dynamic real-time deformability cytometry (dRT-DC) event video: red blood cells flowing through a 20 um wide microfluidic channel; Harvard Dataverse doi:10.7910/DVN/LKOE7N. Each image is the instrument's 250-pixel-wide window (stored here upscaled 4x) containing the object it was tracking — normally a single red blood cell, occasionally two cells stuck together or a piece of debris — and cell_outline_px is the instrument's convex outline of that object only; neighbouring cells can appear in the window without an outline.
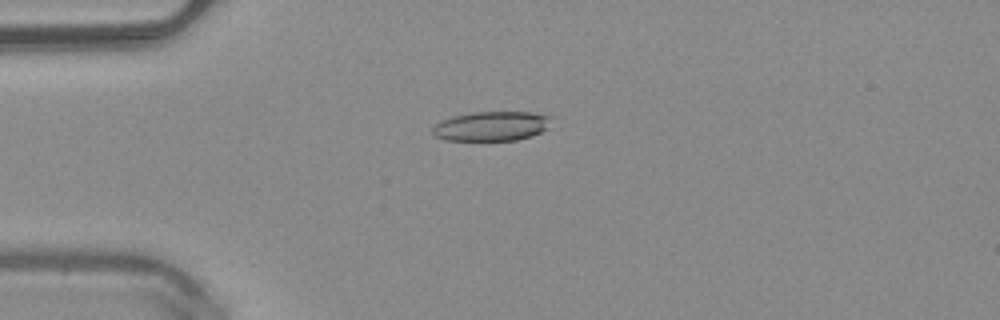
{"species": "common noctule bat (a hibernating species)", "species_latin": "Nyctalus noctula", "temperature_condition": "warm", "stored_images_in_passage": 50, "camera_frame_rate_fps": 3000, "um_per_image_px": 0.085, "animal": {"sex": "male", "body_mass_g": 20.4}, "frame": {"image": 1, "passage_image": 13, "time_ms": 4.0, "image_size_px": [1000, 320], "cell_outline_px": [[552, 116], [548, 128], [532, 136], [516, 140], [444, 140], [436, 136], [432, 132], [432, 128], [440, 120], [452, 116], [472, 112], [532, 112]], "centroid_in_image_um": [41.78, 10.71], "position_along_channel_um": 43.2, "area_um2": 20.52}}
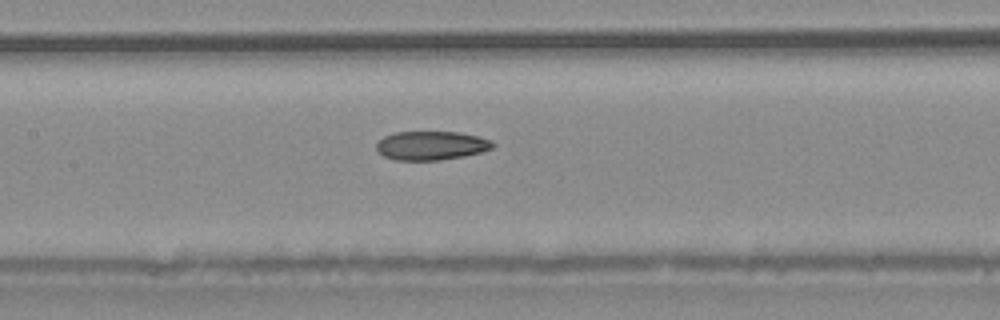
{"frame": {"image": 2, "passage_image": 24, "time_ms": 7.667, "image_size_px": [1000, 320], "cell_outline_px": [[496, 144], [492, 148], [480, 152], [464, 156], [440, 160], [396, 160], [384, 156], [376, 148], [376, 144], [384, 136], [396, 132], [460, 132], [480, 136], [492, 140]], "centroid_in_image_um": [36.69, 12.36], "position_along_channel_um": 170.7, "area_um2": 19.59}}
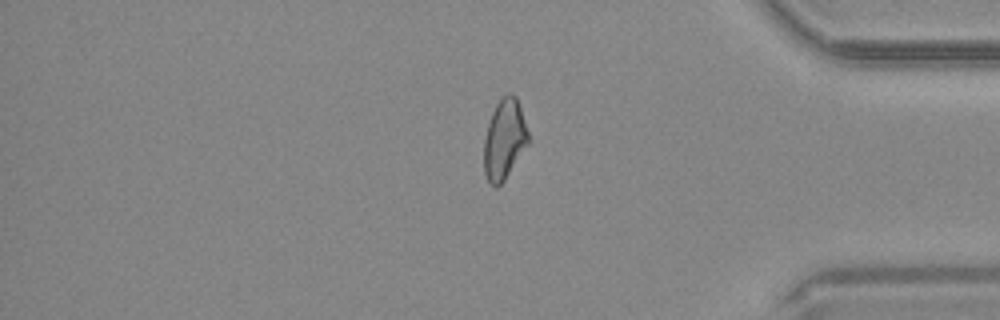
{"frame": {"image": 3, "passage_image": 42, "time_ms": 13.667, "image_size_px": [1000, 320], "cell_outline_px": [[528, 144], [504, 180], [496, 188], [488, 180], [484, 172], [484, 140], [488, 124], [492, 112], [496, 104], [508, 92], [512, 92], [516, 96], [528, 132]], "centroid_in_image_um": [42.86, 11.83], "position_along_channel_um": 392.3, "area_um2": 20.35}, "authors_computed_cell_mechanics": {"area_um2": 20.8658, "velocity_mm_per_s": 4.0722, "shape_relaxation_time_tau1_ms": null, "shape_relaxation_time_tau2_ms": 5.5435, "deformation_change_tau1": null, "deformation_change_tau2": 0.1408}}